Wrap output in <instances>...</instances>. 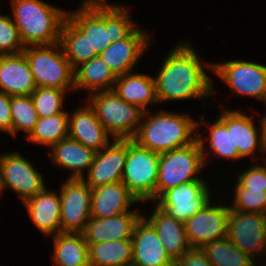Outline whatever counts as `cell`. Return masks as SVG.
Masks as SVG:
<instances>
[{"mask_svg":"<svg viewBox=\"0 0 266 266\" xmlns=\"http://www.w3.org/2000/svg\"><path fill=\"white\" fill-rule=\"evenodd\" d=\"M75 91L95 92L113 90L116 76L109 66L99 57H94L74 68Z\"/></svg>","mask_w":266,"mask_h":266,"instance_id":"28","label":"cell"},{"mask_svg":"<svg viewBox=\"0 0 266 266\" xmlns=\"http://www.w3.org/2000/svg\"><path fill=\"white\" fill-rule=\"evenodd\" d=\"M224 84L237 96H247L261 103L266 101V65L238 58L213 62V70Z\"/></svg>","mask_w":266,"mask_h":266,"instance_id":"9","label":"cell"},{"mask_svg":"<svg viewBox=\"0 0 266 266\" xmlns=\"http://www.w3.org/2000/svg\"><path fill=\"white\" fill-rule=\"evenodd\" d=\"M266 104V101L264 102V105ZM260 129H261V138H262V145L265 152L266 157V112L265 114L258 117Z\"/></svg>","mask_w":266,"mask_h":266,"instance_id":"41","label":"cell"},{"mask_svg":"<svg viewBox=\"0 0 266 266\" xmlns=\"http://www.w3.org/2000/svg\"><path fill=\"white\" fill-rule=\"evenodd\" d=\"M35 89L36 83L23 53L0 55V92L13 97L31 95Z\"/></svg>","mask_w":266,"mask_h":266,"instance_id":"25","label":"cell"},{"mask_svg":"<svg viewBox=\"0 0 266 266\" xmlns=\"http://www.w3.org/2000/svg\"><path fill=\"white\" fill-rule=\"evenodd\" d=\"M113 90L124 101L138 106L144 112L159 105L156 84L152 74L132 71L117 76Z\"/></svg>","mask_w":266,"mask_h":266,"instance_id":"26","label":"cell"},{"mask_svg":"<svg viewBox=\"0 0 266 266\" xmlns=\"http://www.w3.org/2000/svg\"><path fill=\"white\" fill-rule=\"evenodd\" d=\"M87 96V102L113 139L134 138L144 113L142 109L121 99L114 90L95 92Z\"/></svg>","mask_w":266,"mask_h":266,"instance_id":"6","label":"cell"},{"mask_svg":"<svg viewBox=\"0 0 266 266\" xmlns=\"http://www.w3.org/2000/svg\"><path fill=\"white\" fill-rule=\"evenodd\" d=\"M22 53L28 60L36 87L75 92L74 69L64 56L59 42L51 45H29Z\"/></svg>","mask_w":266,"mask_h":266,"instance_id":"7","label":"cell"},{"mask_svg":"<svg viewBox=\"0 0 266 266\" xmlns=\"http://www.w3.org/2000/svg\"><path fill=\"white\" fill-rule=\"evenodd\" d=\"M108 3L107 0H82L80 5H96Z\"/></svg>","mask_w":266,"mask_h":266,"instance_id":"42","label":"cell"},{"mask_svg":"<svg viewBox=\"0 0 266 266\" xmlns=\"http://www.w3.org/2000/svg\"><path fill=\"white\" fill-rule=\"evenodd\" d=\"M188 38L171 46L161 68L154 76L159 105L164 102L201 101L205 113L206 99L215 95L216 87L208 72L213 63L202 61ZM201 99V100H200Z\"/></svg>","mask_w":266,"mask_h":266,"instance_id":"1","label":"cell"},{"mask_svg":"<svg viewBox=\"0 0 266 266\" xmlns=\"http://www.w3.org/2000/svg\"><path fill=\"white\" fill-rule=\"evenodd\" d=\"M66 94H69L67 90L36 87L30 96L38 116L47 117L59 113H68V110L65 109Z\"/></svg>","mask_w":266,"mask_h":266,"instance_id":"35","label":"cell"},{"mask_svg":"<svg viewBox=\"0 0 266 266\" xmlns=\"http://www.w3.org/2000/svg\"><path fill=\"white\" fill-rule=\"evenodd\" d=\"M68 126L70 138L95 152L101 151L114 140L87 101L68 112Z\"/></svg>","mask_w":266,"mask_h":266,"instance_id":"18","label":"cell"},{"mask_svg":"<svg viewBox=\"0 0 266 266\" xmlns=\"http://www.w3.org/2000/svg\"><path fill=\"white\" fill-rule=\"evenodd\" d=\"M24 49L11 15L4 14L0 8V55L20 54Z\"/></svg>","mask_w":266,"mask_h":266,"instance_id":"37","label":"cell"},{"mask_svg":"<svg viewBox=\"0 0 266 266\" xmlns=\"http://www.w3.org/2000/svg\"><path fill=\"white\" fill-rule=\"evenodd\" d=\"M59 187L61 233L82 234L91 219V188L77 178H66Z\"/></svg>","mask_w":266,"mask_h":266,"instance_id":"13","label":"cell"},{"mask_svg":"<svg viewBox=\"0 0 266 266\" xmlns=\"http://www.w3.org/2000/svg\"><path fill=\"white\" fill-rule=\"evenodd\" d=\"M208 183L211 184L208 180L200 179L180 184L165 191L154 203L176 220L185 223L216 195Z\"/></svg>","mask_w":266,"mask_h":266,"instance_id":"12","label":"cell"},{"mask_svg":"<svg viewBox=\"0 0 266 266\" xmlns=\"http://www.w3.org/2000/svg\"><path fill=\"white\" fill-rule=\"evenodd\" d=\"M221 109V113L216 115L217 119L210 123L207 118L203 114L200 119L197 120V139L200 143L203 159L205 165L207 167L209 165V161L214 154V156L219 159L223 158L226 161H240L243 159L237 150L236 147L233 146V139H232V109L228 110L229 108L224 107V105H219ZM226 108V109H225ZM207 120V121H206ZM207 122H209L207 124ZM206 126V132H209L208 136H204L199 129ZM201 127V128H200ZM202 134V135H201ZM208 146V147H207ZM210 150H209V149ZM209 151V152H208ZM208 153V154H207ZM211 153V156H209ZM208 158V159H207Z\"/></svg>","mask_w":266,"mask_h":266,"instance_id":"15","label":"cell"},{"mask_svg":"<svg viewBox=\"0 0 266 266\" xmlns=\"http://www.w3.org/2000/svg\"><path fill=\"white\" fill-rule=\"evenodd\" d=\"M12 138H16L21 132L25 137L33 131L39 116L34 107L30 95L11 97Z\"/></svg>","mask_w":266,"mask_h":266,"instance_id":"34","label":"cell"},{"mask_svg":"<svg viewBox=\"0 0 266 266\" xmlns=\"http://www.w3.org/2000/svg\"><path fill=\"white\" fill-rule=\"evenodd\" d=\"M48 188L22 203L31 223L45 237L61 233L59 191Z\"/></svg>","mask_w":266,"mask_h":266,"instance_id":"20","label":"cell"},{"mask_svg":"<svg viewBox=\"0 0 266 266\" xmlns=\"http://www.w3.org/2000/svg\"><path fill=\"white\" fill-rule=\"evenodd\" d=\"M221 197V195L218 197L219 201L213 197L201 211L195 213L184 223L191 248H202L208 242L227 236L230 208L226 199L220 200Z\"/></svg>","mask_w":266,"mask_h":266,"instance_id":"14","label":"cell"},{"mask_svg":"<svg viewBox=\"0 0 266 266\" xmlns=\"http://www.w3.org/2000/svg\"><path fill=\"white\" fill-rule=\"evenodd\" d=\"M68 127V113L39 117L26 140L49 150L53 145L68 137Z\"/></svg>","mask_w":266,"mask_h":266,"instance_id":"31","label":"cell"},{"mask_svg":"<svg viewBox=\"0 0 266 266\" xmlns=\"http://www.w3.org/2000/svg\"><path fill=\"white\" fill-rule=\"evenodd\" d=\"M205 167L198 139L185 147L160 153L155 201L171 188L183 183L204 179L201 176L207 175L201 173L204 172L202 169L206 170Z\"/></svg>","mask_w":266,"mask_h":266,"instance_id":"5","label":"cell"},{"mask_svg":"<svg viewBox=\"0 0 266 266\" xmlns=\"http://www.w3.org/2000/svg\"><path fill=\"white\" fill-rule=\"evenodd\" d=\"M234 184L233 199L229 201L231 210L266 214V191L243 188L236 180Z\"/></svg>","mask_w":266,"mask_h":266,"instance_id":"36","label":"cell"},{"mask_svg":"<svg viewBox=\"0 0 266 266\" xmlns=\"http://www.w3.org/2000/svg\"><path fill=\"white\" fill-rule=\"evenodd\" d=\"M201 249L213 266H257L255 261L227 236L208 242Z\"/></svg>","mask_w":266,"mask_h":266,"instance_id":"33","label":"cell"},{"mask_svg":"<svg viewBox=\"0 0 266 266\" xmlns=\"http://www.w3.org/2000/svg\"><path fill=\"white\" fill-rule=\"evenodd\" d=\"M13 22L23 45H51L59 42L67 9L44 0H10Z\"/></svg>","mask_w":266,"mask_h":266,"instance_id":"4","label":"cell"},{"mask_svg":"<svg viewBox=\"0 0 266 266\" xmlns=\"http://www.w3.org/2000/svg\"><path fill=\"white\" fill-rule=\"evenodd\" d=\"M53 167L69 171L67 178L82 179L88 173L96 152L69 136L49 149Z\"/></svg>","mask_w":266,"mask_h":266,"instance_id":"24","label":"cell"},{"mask_svg":"<svg viewBox=\"0 0 266 266\" xmlns=\"http://www.w3.org/2000/svg\"><path fill=\"white\" fill-rule=\"evenodd\" d=\"M159 153L127 140V157L122 183L140 203L155 202L158 179Z\"/></svg>","mask_w":266,"mask_h":266,"instance_id":"8","label":"cell"},{"mask_svg":"<svg viewBox=\"0 0 266 266\" xmlns=\"http://www.w3.org/2000/svg\"><path fill=\"white\" fill-rule=\"evenodd\" d=\"M138 203L141 204L121 181L91 188V218H107L135 211L138 209L134 206Z\"/></svg>","mask_w":266,"mask_h":266,"instance_id":"21","label":"cell"},{"mask_svg":"<svg viewBox=\"0 0 266 266\" xmlns=\"http://www.w3.org/2000/svg\"><path fill=\"white\" fill-rule=\"evenodd\" d=\"M130 5L105 3L79 5L67 11V19L86 37L91 53L98 55L112 42L126 38L138 25Z\"/></svg>","mask_w":266,"mask_h":266,"instance_id":"2","label":"cell"},{"mask_svg":"<svg viewBox=\"0 0 266 266\" xmlns=\"http://www.w3.org/2000/svg\"><path fill=\"white\" fill-rule=\"evenodd\" d=\"M90 266H128L132 264L131 239L88 244Z\"/></svg>","mask_w":266,"mask_h":266,"instance_id":"30","label":"cell"},{"mask_svg":"<svg viewBox=\"0 0 266 266\" xmlns=\"http://www.w3.org/2000/svg\"><path fill=\"white\" fill-rule=\"evenodd\" d=\"M142 214L136 210L107 218H91L82 234L88 244L132 239L133 228Z\"/></svg>","mask_w":266,"mask_h":266,"instance_id":"23","label":"cell"},{"mask_svg":"<svg viewBox=\"0 0 266 266\" xmlns=\"http://www.w3.org/2000/svg\"><path fill=\"white\" fill-rule=\"evenodd\" d=\"M133 259L136 266H174L153 226L143 217L136 222L132 232Z\"/></svg>","mask_w":266,"mask_h":266,"instance_id":"19","label":"cell"},{"mask_svg":"<svg viewBox=\"0 0 266 266\" xmlns=\"http://www.w3.org/2000/svg\"><path fill=\"white\" fill-rule=\"evenodd\" d=\"M148 31L138 25L126 38L112 42L98 55L116 77L135 71L153 40Z\"/></svg>","mask_w":266,"mask_h":266,"instance_id":"16","label":"cell"},{"mask_svg":"<svg viewBox=\"0 0 266 266\" xmlns=\"http://www.w3.org/2000/svg\"><path fill=\"white\" fill-rule=\"evenodd\" d=\"M261 163V164H260ZM256 164L250 163L249 167L236 174L237 182L249 190H264L266 191V160Z\"/></svg>","mask_w":266,"mask_h":266,"instance_id":"38","label":"cell"},{"mask_svg":"<svg viewBox=\"0 0 266 266\" xmlns=\"http://www.w3.org/2000/svg\"><path fill=\"white\" fill-rule=\"evenodd\" d=\"M45 183L44 175L19 151L0 153V196L10 189L23 203L43 191Z\"/></svg>","mask_w":266,"mask_h":266,"instance_id":"10","label":"cell"},{"mask_svg":"<svg viewBox=\"0 0 266 266\" xmlns=\"http://www.w3.org/2000/svg\"><path fill=\"white\" fill-rule=\"evenodd\" d=\"M59 44L73 69L81 63L98 56L97 53H91L90 44L84 34L67 18L62 25Z\"/></svg>","mask_w":266,"mask_h":266,"instance_id":"32","label":"cell"},{"mask_svg":"<svg viewBox=\"0 0 266 266\" xmlns=\"http://www.w3.org/2000/svg\"><path fill=\"white\" fill-rule=\"evenodd\" d=\"M50 237L54 266H90L89 246L83 234L59 233Z\"/></svg>","mask_w":266,"mask_h":266,"instance_id":"29","label":"cell"},{"mask_svg":"<svg viewBox=\"0 0 266 266\" xmlns=\"http://www.w3.org/2000/svg\"><path fill=\"white\" fill-rule=\"evenodd\" d=\"M11 96L0 92V132L12 137Z\"/></svg>","mask_w":266,"mask_h":266,"instance_id":"40","label":"cell"},{"mask_svg":"<svg viewBox=\"0 0 266 266\" xmlns=\"http://www.w3.org/2000/svg\"><path fill=\"white\" fill-rule=\"evenodd\" d=\"M142 216L153 226L166 253L175 262L182 257L191 247L187 239L185 224L170 216L156 204L148 215Z\"/></svg>","mask_w":266,"mask_h":266,"instance_id":"22","label":"cell"},{"mask_svg":"<svg viewBox=\"0 0 266 266\" xmlns=\"http://www.w3.org/2000/svg\"><path fill=\"white\" fill-rule=\"evenodd\" d=\"M127 157V140L114 139L96 152L88 173L82 178L90 188L122 181Z\"/></svg>","mask_w":266,"mask_h":266,"instance_id":"17","label":"cell"},{"mask_svg":"<svg viewBox=\"0 0 266 266\" xmlns=\"http://www.w3.org/2000/svg\"><path fill=\"white\" fill-rule=\"evenodd\" d=\"M174 266H213L201 248H190Z\"/></svg>","mask_w":266,"mask_h":266,"instance_id":"39","label":"cell"},{"mask_svg":"<svg viewBox=\"0 0 266 266\" xmlns=\"http://www.w3.org/2000/svg\"><path fill=\"white\" fill-rule=\"evenodd\" d=\"M157 110V113L152 110L143 113L132 139L139 146L160 154L190 145L197 139V119L187 112Z\"/></svg>","mask_w":266,"mask_h":266,"instance_id":"3","label":"cell"},{"mask_svg":"<svg viewBox=\"0 0 266 266\" xmlns=\"http://www.w3.org/2000/svg\"><path fill=\"white\" fill-rule=\"evenodd\" d=\"M253 113L252 111L251 115H247L249 113L232 109L233 146L237 148L242 158L250 157L253 162L258 160L261 162L266 160V157L262 145L259 120L254 119L255 115ZM255 121L258 122V125ZM259 153L260 156H258ZM261 156L263 160H260Z\"/></svg>","mask_w":266,"mask_h":266,"instance_id":"27","label":"cell"},{"mask_svg":"<svg viewBox=\"0 0 266 266\" xmlns=\"http://www.w3.org/2000/svg\"><path fill=\"white\" fill-rule=\"evenodd\" d=\"M227 237L256 263H262L259 266L266 264V214L230 209Z\"/></svg>","mask_w":266,"mask_h":266,"instance_id":"11","label":"cell"}]
</instances>
